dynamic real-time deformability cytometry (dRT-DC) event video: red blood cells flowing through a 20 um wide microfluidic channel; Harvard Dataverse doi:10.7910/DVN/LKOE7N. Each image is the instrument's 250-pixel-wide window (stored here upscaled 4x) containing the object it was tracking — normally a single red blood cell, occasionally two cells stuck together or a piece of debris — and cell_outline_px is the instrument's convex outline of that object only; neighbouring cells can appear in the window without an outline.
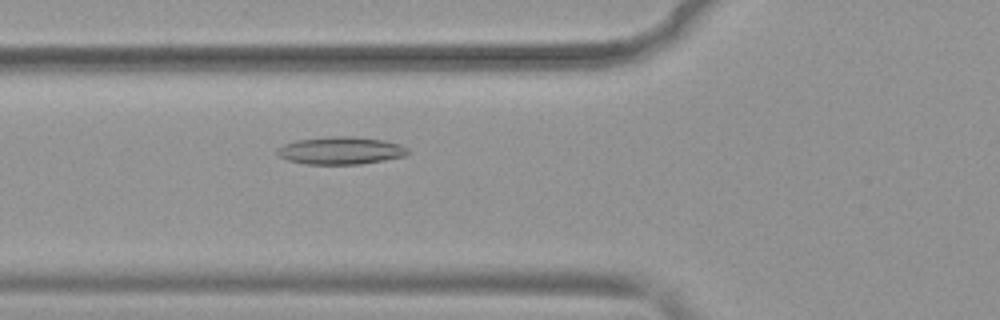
{"species": "common noctule bat (a hibernating species)", "species_latin": "Nyctalus noctula", "temperature_condition": "warm", "stored_images_in_passage": 41, "camera_frame_rate_fps": 3000, "um_per_image_px": 0.085, "animal": {"sex": "female", "body_mass_g": 19.9}, "frame": {"image": 1, "passage_image": 8, "time_ms": 2.333, "image_size_px": [1000, 320], "cell_outline_px": [[412, 152], [404, 156], [384, 160], [360, 164], [304, 164], [288, 160], [280, 156], [276, 152], [276, 148], [284, 144], [296, 140], [332, 136], [352, 136], [384, 140], [400, 144], [408, 148]], "centroid_in_image_um": [28.98, 12.79], "position_along_channel_um": 96.8, "area_um2": 21.1}}
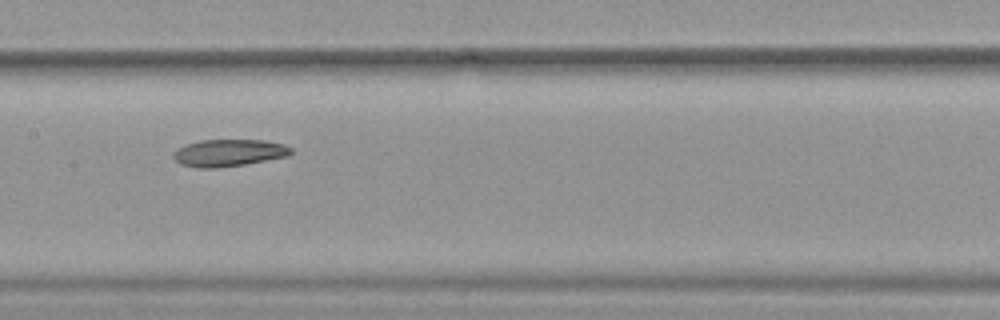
{"frame": {"image": 2, "passage_image": 15, "time_ms": 4.667, "image_size_px": [1000, 320], "cell_outline_px": [[292, 152], [288, 156], [244, 164], [216, 168], [196, 168], [180, 164], [172, 156], [172, 152], [188, 144], [200, 140], [264, 140], [284, 144], [292, 148]], "centroid_in_image_um": [19.45, 12.99], "position_along_channel_um": 188.0, "area_um2": 18.5}}
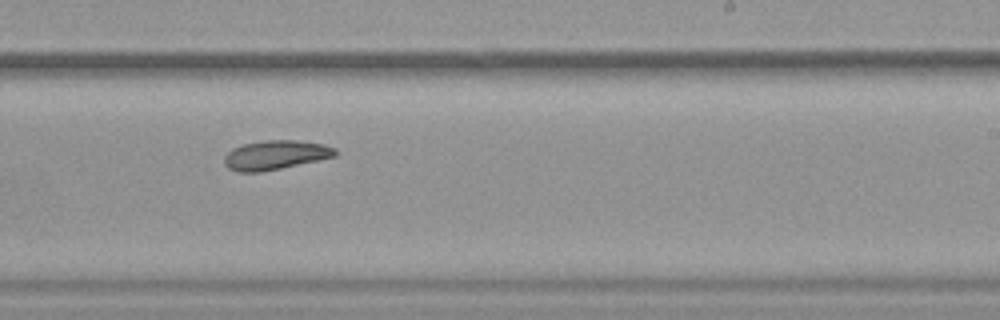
{"frame": {"image": 3, "passage_image": 21, "time_ms": 6.667, "image_size_px": [1000, 320], "cell_outline_px": [[336, 156], [280, 168], [260, 172], [236, 172], [228, 168], [224, 164], [224, 156], [232, 148], [244, 144], [264, 140], [296, 140], [324, 144], [336, 148]], "centroid_in_image_um": [23.38, 13.17], "position_along_channel_um": 265.6, "area_um2": 18.84}}